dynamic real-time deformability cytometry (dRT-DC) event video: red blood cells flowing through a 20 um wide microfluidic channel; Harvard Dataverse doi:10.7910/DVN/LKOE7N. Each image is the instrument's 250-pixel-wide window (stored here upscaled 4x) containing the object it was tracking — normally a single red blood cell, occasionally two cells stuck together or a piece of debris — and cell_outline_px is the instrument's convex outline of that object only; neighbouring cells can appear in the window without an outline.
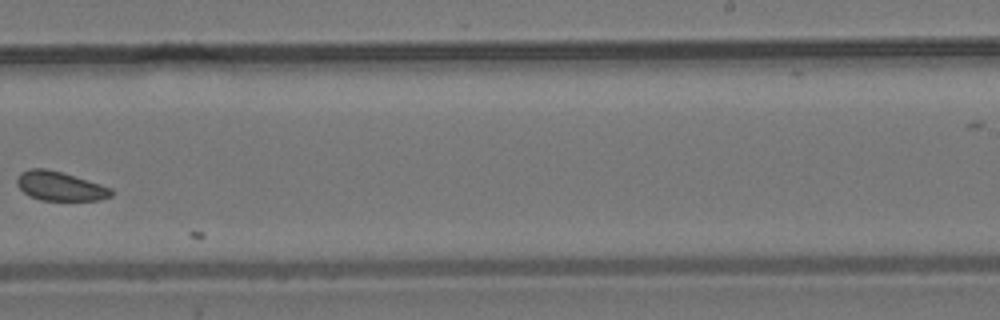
{"species": "common noctule bat (a hibernating species)", "species_latin": "Nyctalus noctula", "temperature_condition": "room temperature", "stored_images_in_passage": 35, "camera_frame_rate_fps": 3000, "um_per_image_px": 0.085, "animal": {"sex": "male", "body_mass_g": 19.2, "forearm_length_mm": 51.8}, "frame": {"image": 1, "passage_image": 34, "time_ms": 11.0, "image_size_px": [1000, 320], "cell_outline_px": [[112, 196], [100, 200], [40, 200], [28, 196], [16, 184], [16, 180], [20, 172], [32, 168], [44, 168], [60, 172], [100, 184], [112, 188]], "centroid_in_image_um": [5.07, 15.83], "position_along_channel_um": 283.9, "area_um2": 15.9}}